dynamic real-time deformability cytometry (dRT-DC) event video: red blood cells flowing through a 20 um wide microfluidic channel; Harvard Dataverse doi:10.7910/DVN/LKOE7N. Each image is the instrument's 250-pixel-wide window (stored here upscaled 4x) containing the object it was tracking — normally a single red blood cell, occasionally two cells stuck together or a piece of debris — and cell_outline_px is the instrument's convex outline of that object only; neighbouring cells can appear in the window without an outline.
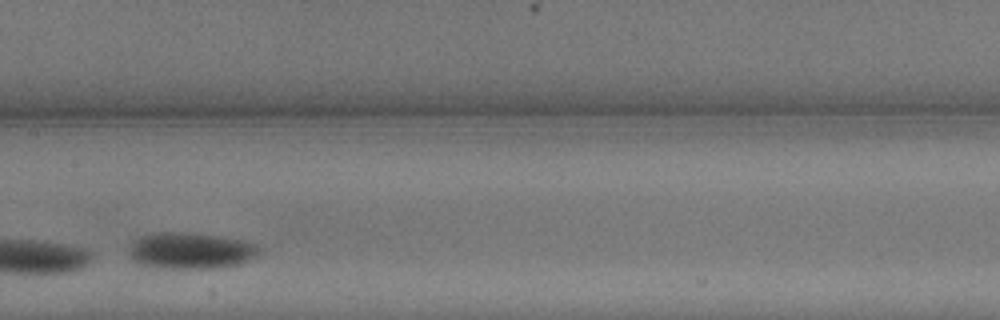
{"species": "common noctule bat (a hibernating species)", "species_latin": "Nyctalus noctula", "temperature_condition": "warm", "stored_images_in_passage": 14, "camera_frame_rate_fps": 3000, "um_per_image_px": 0.085, "animal": {"sex": "male", "body_mass_g": 13.3}, "frame": {"image": 1, "passage_image": 7, "time_ms": 2.0, "image_size_px": [1000, 320], "cell_outline_px": [[260, 248], [248, 260], [240, 264], [212, 268], [160, 268], [144, 264], [136, 260], [128, 252], [132, 244], [140, 236], [164, 232], [176, 232], [212, 236], [244, 240], [256, 244]], "centroid_in_image_um": [16.21, 21.31], "position_along_channel_um": 191.2, "area_um2": 26.65}}
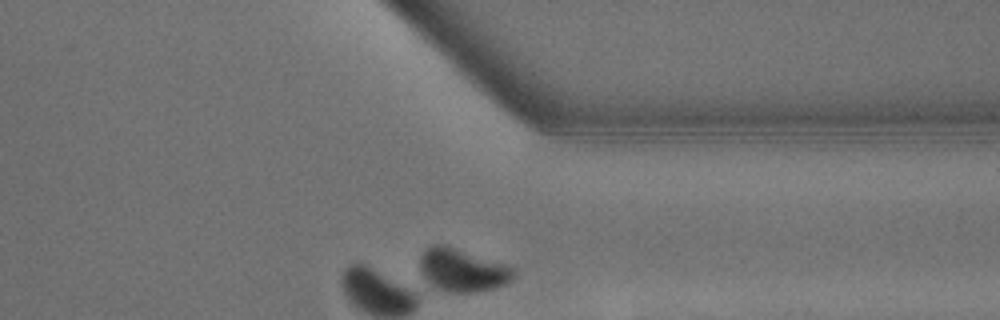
{"frame": {"image": 2, "passage_image": 14, "time_ms": 4.333, "image_size_px": [1000, 320], "cell_outline_px": [[516, 272], [512, 280], [496, 288], [476, 292], [448, 292], [436, 288], [424, 276], [420, 268], [420, 256], [424, 248], [432, 244], [444, 244], [504, 264], [512, 268]], "centroid_in_image_um": [39.28, 22.95], "position_along_channel_um": 372.1, "area_um2": 23.29}}